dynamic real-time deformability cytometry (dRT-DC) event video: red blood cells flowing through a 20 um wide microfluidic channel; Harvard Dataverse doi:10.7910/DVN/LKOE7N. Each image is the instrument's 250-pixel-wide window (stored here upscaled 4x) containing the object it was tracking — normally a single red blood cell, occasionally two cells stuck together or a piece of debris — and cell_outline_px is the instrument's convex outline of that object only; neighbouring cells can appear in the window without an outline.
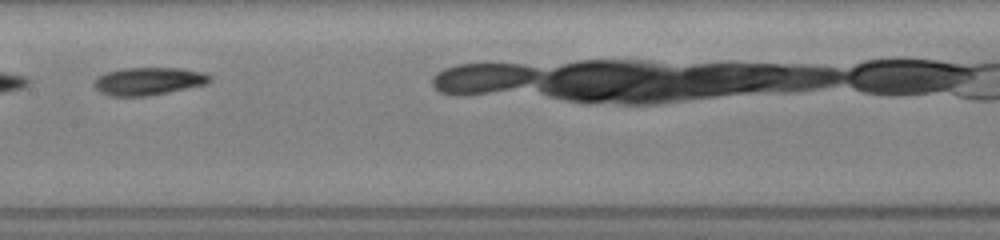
{"species": "common noctule bat (a hibernating species)", "species_latin": "Nyctalus noctula", "temperature_condition": "room temperature", "stored_images_in_passage": 9, "camera_frame_rate_fps": 3000, "um_per_image_px": 0.085, "animal": {"sex": "female", "body_mass_g": 19.5, "forearm_length_mm": 54.1}, "frame": {"image": 1, "passage_image": 6, "time_ms": 3.333, "image_size_px": [1000, 240], "cell_outline_px": [[212, 80], [208, 84], [148, 96], [112, 96], [100, 92], [92, 84], [100, 76], [108, 72], [124, 68], [184, 68], [200, 72], [212, 76]], "centroid_in_image_um": [12.66, 6.9], "position_along_channel_um": 194.7, "area_um2": 18.61}}
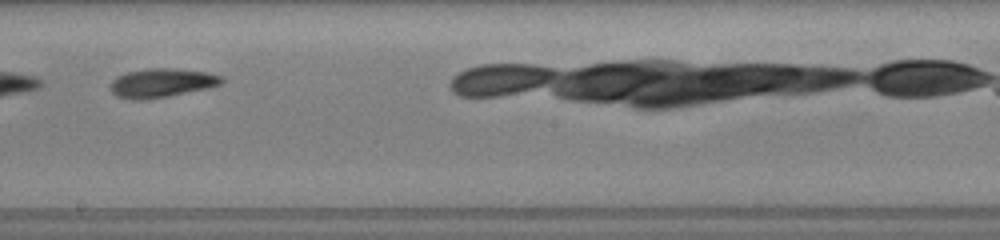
{"frame": {"image": 2, "passage_image": 8, "time_ms": 4.333, "image_size_px": [1000, 240], "cell_outline_px": [[224, 80], [220, 84], [208, 88], [168, 96], [140, 100], [132, 100], [116, 96], [108, 88], [108, 84], [116, 76], [128, 72], [148, 68], [172, 68], [208, 72], [220, 76]], "centroid_in_image_um": [13.68, 7.05], "position_along_channel_um": 234.5, "area_um2": 18.84}}